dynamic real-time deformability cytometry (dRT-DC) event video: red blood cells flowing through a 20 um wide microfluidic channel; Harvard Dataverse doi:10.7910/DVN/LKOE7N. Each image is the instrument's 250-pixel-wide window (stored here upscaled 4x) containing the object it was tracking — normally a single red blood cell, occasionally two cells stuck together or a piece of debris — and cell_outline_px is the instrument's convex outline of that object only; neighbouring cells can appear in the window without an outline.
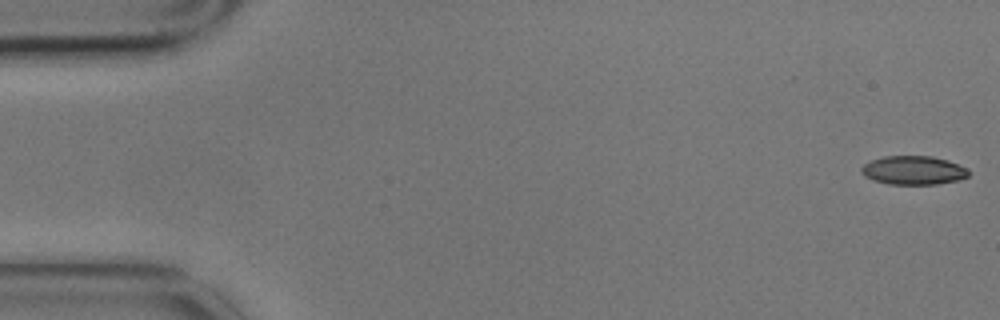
{"species": "common noctule bat (a hibernating species)", "species_latin": "Nyctalus noctula", "temperature_condition": "cold", "stored_images_in_passage": 6, "camera_frame_rate_fps": 3000, "um_per_image_px": 0.085, "animal": {"sex": "male", "body_mass_g": 17.9}, "frame": {"image": 1, "passage_image": 1, "time_ms": 0.0, "image_size_px": [1000, 320], "cell_outline_px": [[968, 176], [960, 180], [936, 184], [888, 184], [872, 180], [864, 176], [860, 172], [860, 168], [864, 164], [872, 160], [884, 156], [932, 156], [948, 160], [968, 168]], "centroid_in_image_um": [77.63, 14.47], "position_along_channel_um": 7.4, "area_um2": 18.09}}
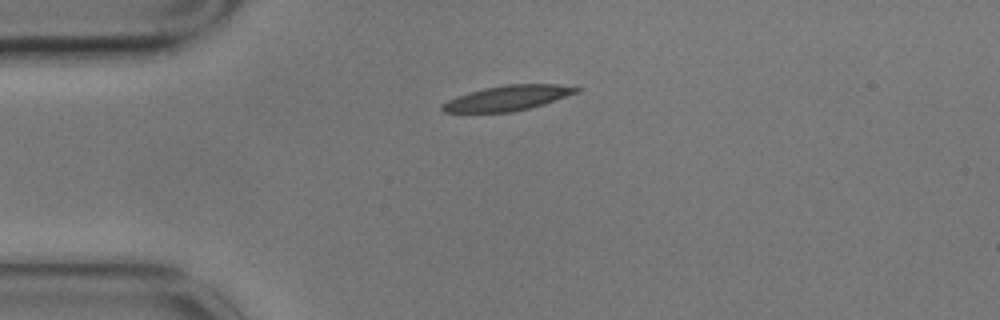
{"frame": {"image": 2, "passage_image": 6, "time_ms": 1.667, "image_size_px": [1000, 320], "cell_outline_px": [[580, 92], [544, 104], [512, 112], [444, 112], [440, 108], [440, 104], [448, 100], [484, 88], [504, 84], [556, 84], [580, 88]], "centroid_in_image_um": [43.18, 8.33], "position_along_channel_um": 41.8, "area_um2": 19.42}}